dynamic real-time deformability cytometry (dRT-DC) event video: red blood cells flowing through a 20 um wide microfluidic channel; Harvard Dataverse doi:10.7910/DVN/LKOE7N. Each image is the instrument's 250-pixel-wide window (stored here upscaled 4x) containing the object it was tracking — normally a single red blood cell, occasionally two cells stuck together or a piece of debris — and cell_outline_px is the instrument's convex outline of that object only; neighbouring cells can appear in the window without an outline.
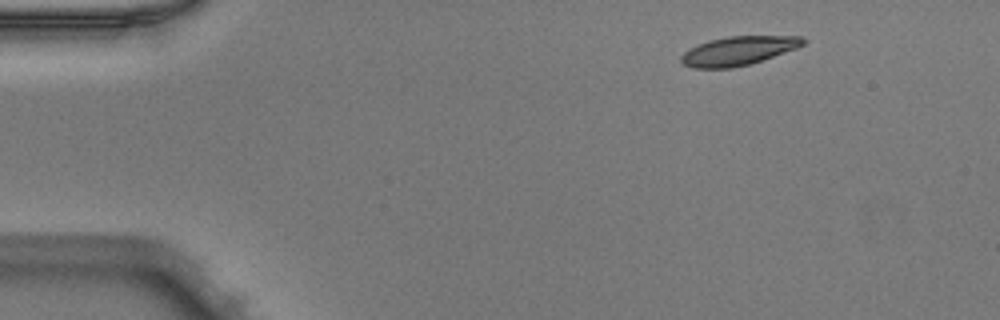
{"species": "Egyptian fruit bat (a non-hibernating species)", "species_latin": "Rousettus aegyptiacus", "temperature_condition": "warm", "stored_images_in_passage": 45, "camera_frame_rate_fps": 3000, "um_per_image_px": 0.085, "animal": {"sex": "male"}, "frame": {"image": 1, "passage_image": 1, "time_ms": 0.0, "image_size_px": [1000, 320], "cell_outline_px": [[808, 40], [804, 44], [796, 48], [752, 64], [732, 68], [692, 68], [684, 64], [680, 60], [680, 56], [684, 52], [696, 44], [708, 40], [728, 36], [804, 36]], "centroid_in_image_um": [62.76, 4.31], "position_along_channel_um": 22.2, "area_um2": 20.75}}
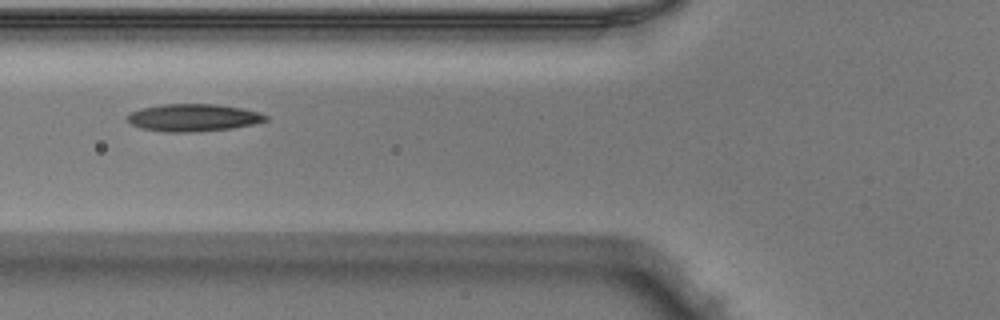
{"frame": {"image": 2, "passage_image": 14, "time_ms": 4.333, "image_size_px": [1000, 320], "cell_outline_px": [[268, 120], [252, 124], [232, 128], [196, 132], [168, 132], [140, 128], [132, 124], [124, 116], [128, 112], [140, 108], [160, 104], [216, 104], [240, 108], [260, 112], [268, 116]], "centroid_in_image_um": [16.38, 9.99], "position_along_channel_um": 109.4, "area_um2": 22.25}}
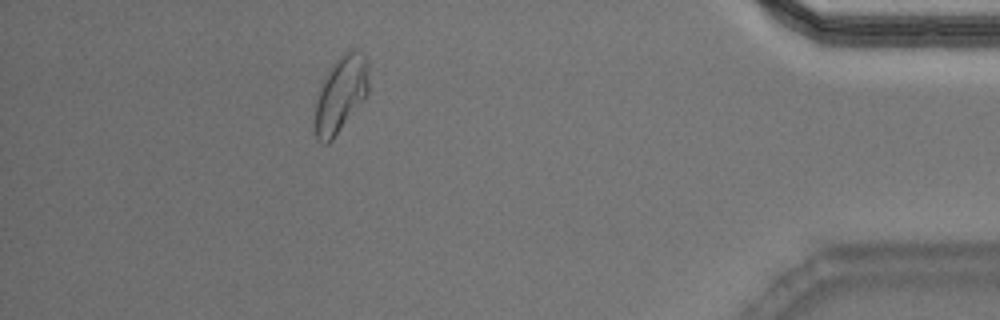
{"frame": {"image": 3, "passage_image": 40, "time_ms": 13.0, "image_size_px": [1000, 320], "cell_outline_px": [[368, 92], [364, 100], [332, 140], [328, 144], [324, 144], [316, 140], [312, 132], [312, 124], [316, 92], [328, 68], [348, 48], [364, 52], [368, 60]], "centroid_in_image_um": [28.9, 8.03], "position_along_channel_um": 406.3, "area_um2": 25.09}, "authors_computed_cell_mechanics": {"area_um2": 21.386, "velocity_mm_per_s": 3.9592, "shape_relaxation_time_tau1_ms": 7.1238, "shape_relaxation_time_tau2_ms": 5.7935, "deformation_change_tau1": 0.1465, "deformation_change_tau2": 0.1169}}